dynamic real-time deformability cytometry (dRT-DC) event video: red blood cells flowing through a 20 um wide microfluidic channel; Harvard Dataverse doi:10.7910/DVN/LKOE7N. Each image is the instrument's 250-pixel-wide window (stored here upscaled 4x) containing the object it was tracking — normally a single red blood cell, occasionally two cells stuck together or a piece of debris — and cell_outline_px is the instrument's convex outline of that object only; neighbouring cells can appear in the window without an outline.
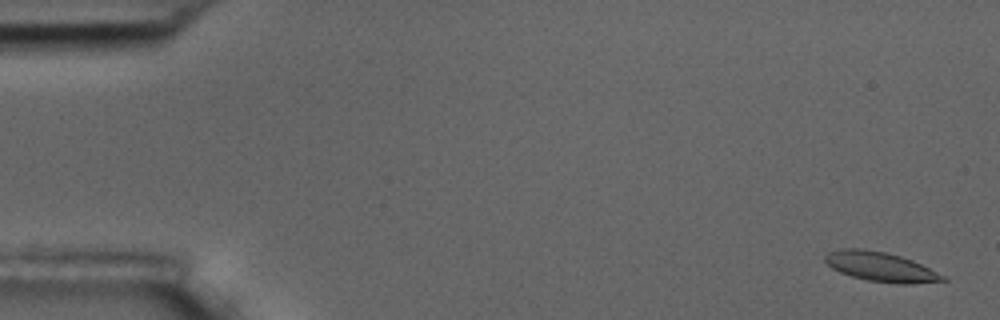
{"species": "common noctule bat (a hibernating species)", "species_latin": "Nyctalus noctula", "temperature_condition": "room temperature", "stored_images_in_passage": 5, "camera_frame_rate_fps": 3000, "um_per_image_px": 0.085, "animal": {"sex": "male", "body_mass_g": 17.5, "forearm_length_mm": 52.3}, "frame": {"image": 1, "passage_image": 1, "time_ms": 0.0, "image_size_px": [1000, 320], "cell_outline_px": [[948, 280], [912, 284], [900, 284], [868, 280], [852, 276], [840, 272], [832, 268], [824, 260], [824, 256], [828, 252], [840, 248], [864, 248], [888, 252], [912, 260], [944, 276]], "centroid_in_image_um": [74.82, 22.66], "position_along_channel_um": 10.2, "area_um2": 20.17}}
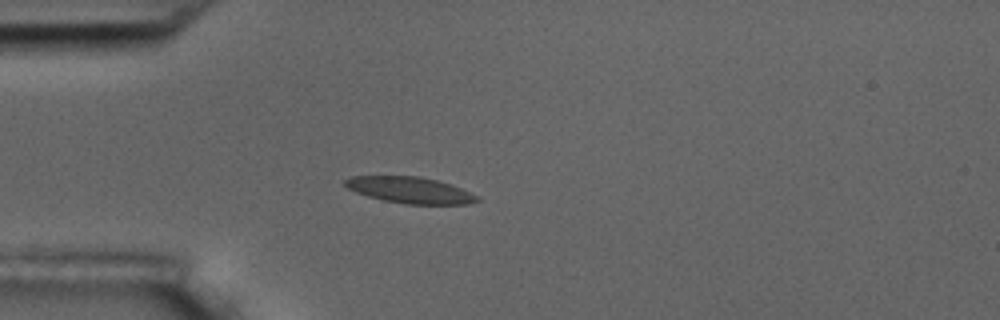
{"frame": {"image": 2, "passage_image": 5, "time_ms": 4.667, "image_size_px": [1000, 320], "cell_outline_px": [[480, 200], [468, 204], [404, 204], [384, 200], [368, 196], [356, 192], [348, 188], [344, 184], [344, 180], [352, 176], [420, 176], [452, 184], [480, 196]], "centroid_in_image_um": [34.89, 16.16], "position_along_channel_um": 50.1, "area_um2": 20.29}}